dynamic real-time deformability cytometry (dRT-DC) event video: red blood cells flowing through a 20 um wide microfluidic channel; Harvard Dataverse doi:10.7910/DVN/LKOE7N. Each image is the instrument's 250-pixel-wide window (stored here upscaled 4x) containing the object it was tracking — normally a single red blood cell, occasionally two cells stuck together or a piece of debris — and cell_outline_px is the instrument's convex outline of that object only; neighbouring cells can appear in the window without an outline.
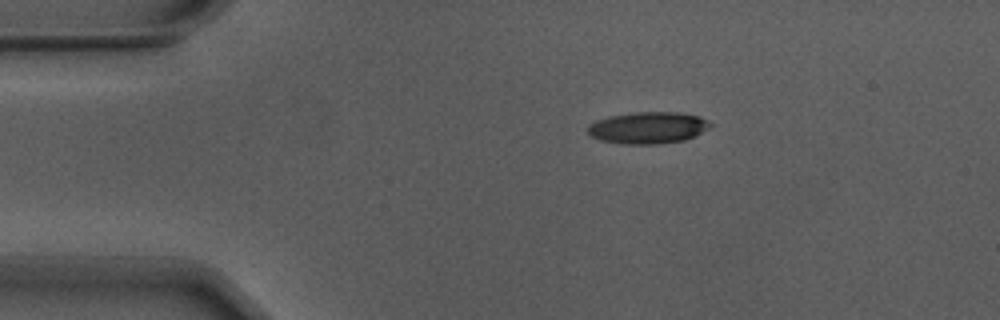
{"species": "Egyptian fruit bat (a non-hibernating species)", "species_latin": "Rousettus aegyptiacus", "temperature_condition": "warm", "stored_images_in_passage": 46, "camera_frame_rate_fps": 3000, "um_per_image_px": 0.085, "animal": {"sex": "male"}, "frame": {"image": 1, "passage_image": 1, "time_ms": 0.0, "image_size_px": [1000, 320], "cell_outline_px": [[712, 124], [708, 128], [684, 140], [660, 144], [620, 144], [600, 140], [592, 136], [588, 132], [588, 124], [596, 120], [608, 116], [636, 112], [680, 112], [700, 116], [708, 120]], "centroid_in_image_um": [55.06, 10.85], "position_along_channel_um": 29.9, "area_um2": 22.72}}
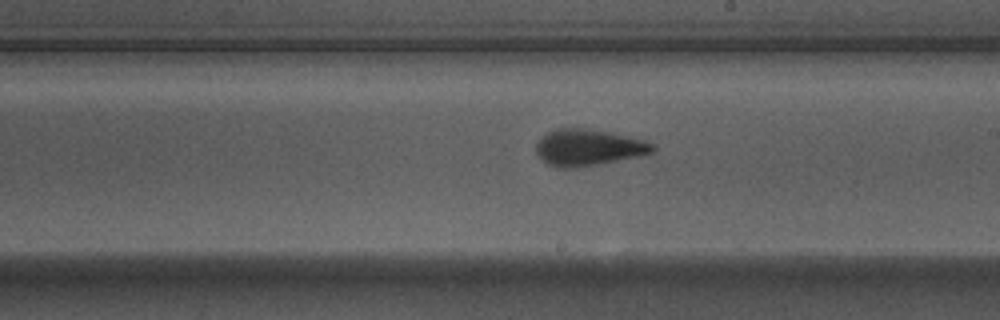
{"frame": {"image": 2, "passage_image": 22, "time_ms": 7.0, "image_size_px": [1000, 320], "cell_outline_px": [[656, 148], [652, 152], [640, 156], [576, 168], [556, 168], [548, 164], [536, 152], [536, 144], [548, 132], [556, 128], [584, 128], [608, 132], [644, 140], [656, 144]], "centroid_in_image_um": [50.02, 12.54], "position_along_channel_um": 239.0, "area_um2": 24.57}}
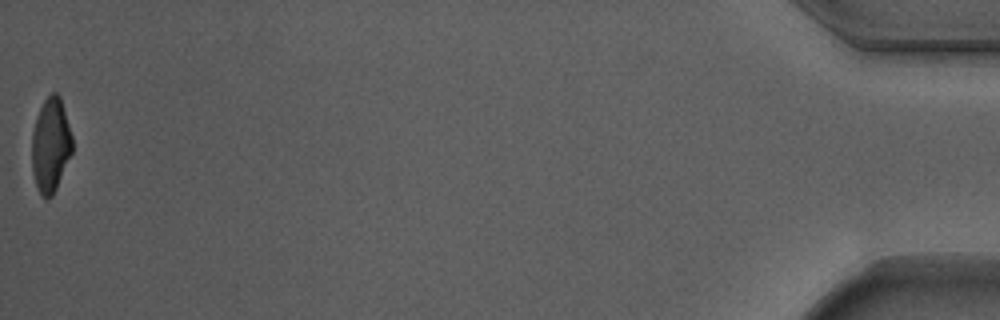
{"frame": {"image": 3, "passage_image": 46, "time_ms": 15.0, "image_size_px": [1000, 320], "cell_outline_px": [[72, 152], [56, 188], [52, 196], [48, 200], [44, 200], [36, 184], [32, 172], [32, 132], [36, 116], [44, 100], [52, 92], [56, 92], [60, 96], [72, 136]], "centroid_in_image_um": [4.29, 12.33], "position_along_channel_um": 430.9, "area_um2": 22.14}, "authors_computed_cell_mechanics": {"area_um2": 23.987, "velocity_mm_per_s": 3.7199, "shape_relaxation_time_tau1_ms": 4.0053, "shape_relaxation_time_tau2_ms": 1.5926, "deformation_change_tau1": 0.1861, "deformation_change_tau2": 0.1016}}